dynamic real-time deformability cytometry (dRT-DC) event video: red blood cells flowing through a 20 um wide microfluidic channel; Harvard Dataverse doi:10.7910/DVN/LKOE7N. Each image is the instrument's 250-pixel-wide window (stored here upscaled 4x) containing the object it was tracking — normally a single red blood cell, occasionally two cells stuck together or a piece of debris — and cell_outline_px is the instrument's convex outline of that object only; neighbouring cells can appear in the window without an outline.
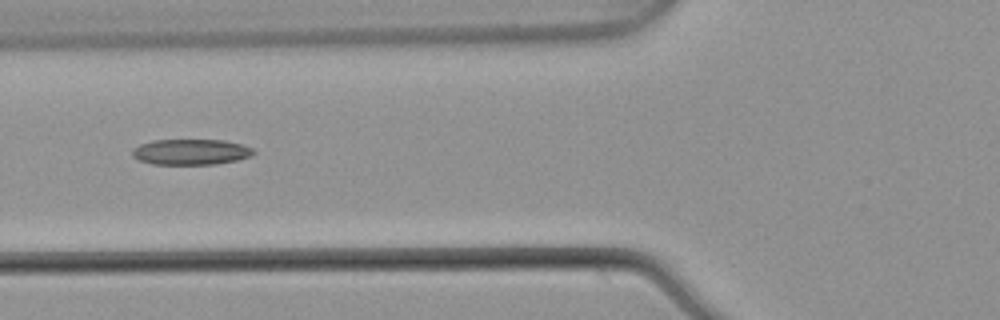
{"species": "common noctule bat (a hibernating species)", "species_latin": "Nyctalus noctula", "temperature_condition": "warm", "stored_images_in_passage": 32, "camera_frame_rate_fps": 3000, "um_per_image_px": 0.085, "animal": {"sex": "male", "body_mass_g": 21.5, "forearm_length_mm": 52.0}, "frame": {"image": 1, "passage_image": 5, "time_ms": 1.333, "image_size_px": [1000, 320], "cell_outline_px": [[256, 152], [252, 156], [236, 160], [216, 164], [152, 164], [140, 160], [132, 156], [132, 148], [140, 144], [152, 140], [224, 140], [240, 144], [252, 148]], "centroid_in_image_um": [16.21, 12.91], "position_along_channel_um": 109.6, "area_um2": 18.15}, "authors_computed_cell_mechanics": {"area_um2": 18.0047, "velocity_mm_per_s": 3.9026, "shape_relaxation_time_tau1_ms": null, "shape_relaxation_time_tau2_ms": 6.6905, "deformation_change_tau1": null, "deformation_change_tau2": 0.1702}}